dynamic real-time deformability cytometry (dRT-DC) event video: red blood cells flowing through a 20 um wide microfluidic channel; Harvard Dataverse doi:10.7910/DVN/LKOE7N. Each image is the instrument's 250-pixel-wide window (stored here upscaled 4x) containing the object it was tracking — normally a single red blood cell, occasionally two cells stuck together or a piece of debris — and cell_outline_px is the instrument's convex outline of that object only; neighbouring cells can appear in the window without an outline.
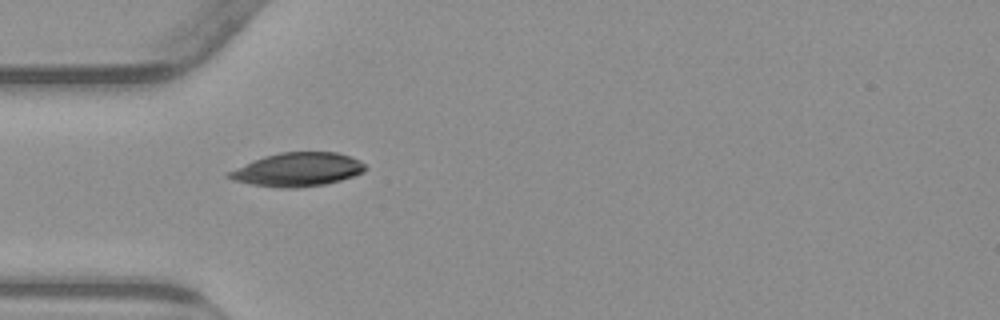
{"species": "common noctule bat (a hibernating species)", "species_latin": "Nyctalus noctula", "temperature_condition": "warm", "stored_images_in_passage": 38, "camera_frame_rate_fps": 3000, "um_per_image_px": 0.085, "animal": {"sex": "male", "body_mass_g": 23.1, "forearm_length_mm": 52.7}, "frame": {"image": 1, "passage_image": 1, "time_ms": 0.0, "image_size_px": [1000, 320], "cell_outline_px": [[368, 168], [364, 172], [340, 180], [324, 184], [296, 188], [280, 188], [252, 184], [232, 180], [224, 176], [228, 172], [252, 160], [264, 156], [280, 152], [336, 152], [360, 160]], "centroid_in_image_um": [25.28, 14.41], "position_along_channel_um": 59.7, "area_um2": 26.7}}
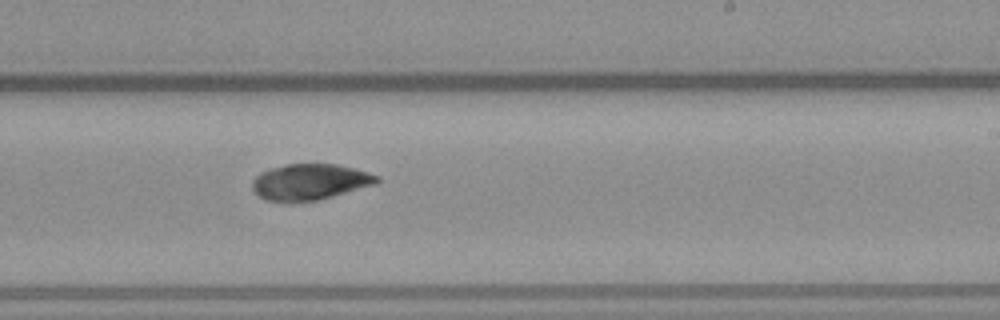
{"frame": {"image": 2, "passage_image": 17, "time_ms": 5.333, "image_size_px": [1000, 320], "cell_outline_px": [[380, 180], [376, 184], [332, 196], [316, 200], [288, 204], [264, 200], [252, 188], [252, 180], [260, 172], [272, 168], [288, 164], [336, 164], [368, 172], [380, 176]], "centroid_in_image_um": [26.31, 15.48], "position_along_channel_um": 262.7, "area_um2": 26.36}}
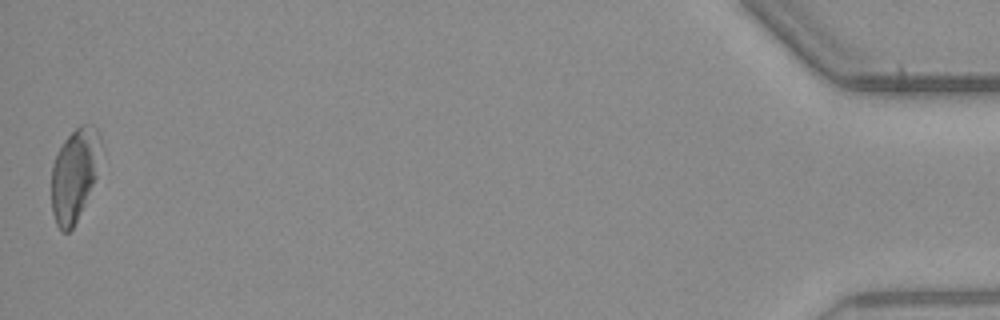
{"frame": {"image": 3, "passage_image": 38, "time_ms": 12.333, "image_size_px": [1000, 320], "cell_outline_px": [[100, 140], [96, 176], [84, 204], [72, 228], [68, 232], [60, 232], [56, 224], [52, 212], [52, 164], [56, 152], [64, 140], [80, 124], [92, 124], [100, 132]], "centroid_in_image_um": [6.3, 14.83], "position_along_channel_um": 428.9, "area_um2": 26.3}, "authors_computed_cell_mechanics": {"area_um2": 26.3279, "velocity_mm_per_s": 3.8375, "shape_relaxation_time_tau1_ms": 1.9793, "shape_relaxation_time_tau2_ms": 4.569, "deformation_change_tau1": 0.0611, "deformation_change_tau2": 0.1013}}